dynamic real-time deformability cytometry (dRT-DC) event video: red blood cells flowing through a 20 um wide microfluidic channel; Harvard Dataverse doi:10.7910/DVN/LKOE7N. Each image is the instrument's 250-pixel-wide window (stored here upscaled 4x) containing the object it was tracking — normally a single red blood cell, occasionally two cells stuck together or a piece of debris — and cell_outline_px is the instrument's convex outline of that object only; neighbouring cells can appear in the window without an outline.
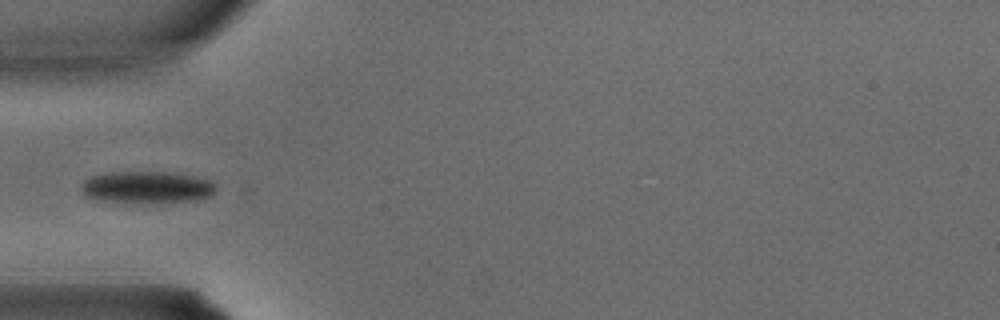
{"species": "common noctule bat (a hibernating species)", "species_latin": "Nyctalus noctula", "temperature_condition": "warm", "stored_images_in_passage": 2, "camera_frame_rate_fps": 3000, "um_per_image_px": 0.085, "animal": {"sex": "male", "body_mass_g": 15.6}, "frame": {"image": 1, "passage_image": 2, "time_ms": 0.333, "image_size_px": [1000, 320], "cell_outline_px": [[216, 188], [212, 196], [200, 200], [144, 204], [128, 204], [96, 200], [84, 196], [80, 192], [80, 184], [84, 180], [92, 176], [112, 172], [164, 172], [196, 176], [208, 180], [216, 184]], "centroid_in_image_um": [12.45, 15.96], "position_along_channel_um": 72.6, "area_um2": 26.01}}